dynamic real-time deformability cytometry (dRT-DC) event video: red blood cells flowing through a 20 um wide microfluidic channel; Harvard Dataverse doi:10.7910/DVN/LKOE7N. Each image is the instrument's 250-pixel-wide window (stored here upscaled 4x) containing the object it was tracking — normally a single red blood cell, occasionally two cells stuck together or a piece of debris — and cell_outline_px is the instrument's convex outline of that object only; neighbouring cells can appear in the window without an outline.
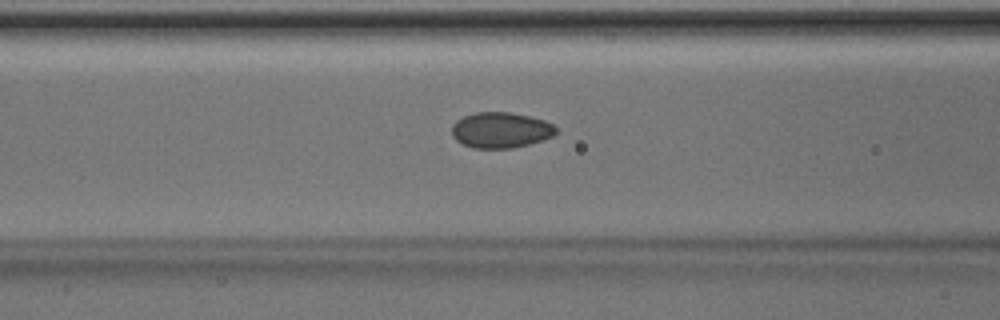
{"species": "Egyptian fruit bat (a non-hibernating species)", "species_latin": "Rousettus aegyptiacus", "temperature_condition": "room temperature", "stored_images_in_passage": 25, "camera_frame_rate_fps": 3000, "um_per_image_px": 0.085, "animal": {"sex": "male"}, "frame": {"image": 1, "passage_image": 9, "time_ms": 2.667, "image_size_px": [1000, 320], "cell_outline_px": [[556, 132], [552, 136], [528, 144], [512, 148], [472, 148], [456, 140], [452, 136], [452, 124], [456, 120], [464, 116], [476, 112], [508, 112], [532, 116], [544, 120], [552, 124], [556, 128]], "centroid_in_image_um": [42.53, 11.05], "position_along_channel_um": 124.1, "area_um2": 21.62}}
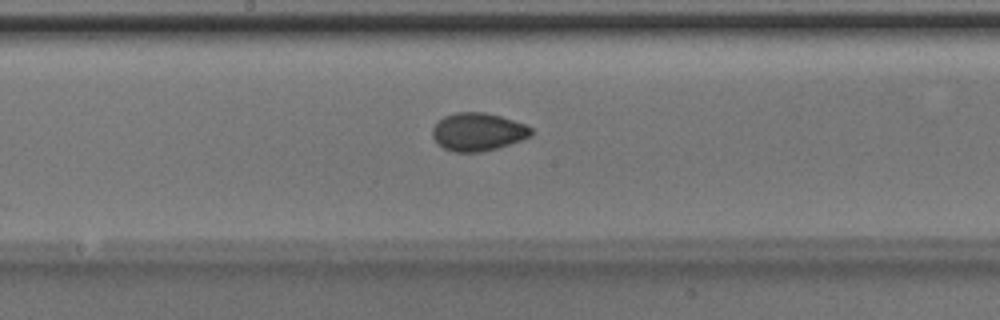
{"frame": {"image": 2, "passage_image": 15, "time_ms": 4.667, "image_size_px": [1000, 320], "cell_outline_px": [[532, 136], [496, 148], [480, 152], [456, 152], [444, 148], [432, 136], [432, 128], [444, 116], [456, 112], [484, 112], [500, 116], [524, 124], [532, 128]], "centroid_in_image_um": [40.62, 11.2], "position_along_channel_um": 207.6, "area_um2": 21.56}}
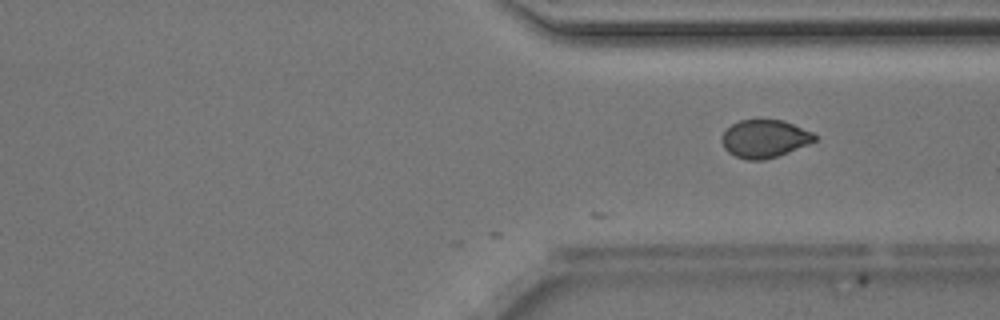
{"frame": {"image": 3, "passage_image": 25, "time_ms": 8.0, "image_size_px": [1000, 320], "cell_outline_px": [[816, 140], [808, 144], [788, 152], [764, 160], [748, 160], [736, 156], [728, 152], [724, 148], [724, 132], [732, 124], [740, 120], [784, 120], [812, 132], [816, 136]], "centroid_in_image_um": [65.01, 11.79], "position_along_channel_um": 346.4, "area_um2": 20.11}}